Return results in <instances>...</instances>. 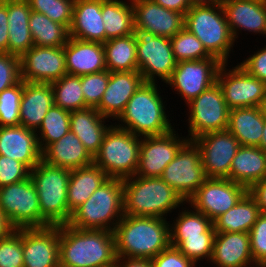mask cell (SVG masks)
Wrapping results in <instances>:
<instances>
[{
  "label": "cell",
  "instance_id": "1",
  "mask_svg": "<svg viewBox=\"0 0 266 267\" xmlns=\"http://www.w3.org/2000/svg\"><path fill=\"white\" fill-rule=\"evenodd\" d=\"M60 264L68 267H114L117 255L113 232L59 225Z\"/></svg>",
  "mask_w": 266,
  "mask_h": 267
},
{
  "label": "cell",
  "instance_id": "2",
  "mask_svg": "<svg viewBox=\"0 0 266 267\" xmlns=\"http://www.w3.org/2000/svg\"><path fill=\"white\" fill-rule=\"evenodd\" d=\"M165 218L123 215L113 230L117 257L152 259L170 245Z\"/></svg>",
  "mask_w": 266,
  "mask_h": 267
},
{
  "label": "cell",
  "instance_id": "3",
  "mask_svg": "<svg viewBox=\"0 0 266 267\" xmlns=\"http://www.w3.org/2000/svg\"><path fill=\"white\" fill-rule=\"evenodd\" d=\"M124 215L166 218L183 207V198L160 177L132 176L123 179Z\"/></svg>",
  "mask_w": 266,
  "mask_h": 267
},
{
  "label": "cell",
  "instance_id": "4",
  "mask_svg": "<svg viewBox=\"0 0 266 267\" xmlns=\"http://www.w3.org/2000/svg\"><path fill=\"white\" fill-rule=\"evenodd\" d=\"M159 89L156 83L144 82L116 119L121 124L115 125L139 137L163 135L173 130Z\"/></svg>",
  "mask_w": 266,
  "mask_h": 267
},
{
  "label": "cell",
  "instance_id": "5",
  "mask_svg": "<svg viewBox=\"0 0 266 267\" xmlns=\"http://www.w3.org/2000/svg\"><path fill=\"white\" fill-rule=\"evenodd\" d=\"M70 175V169L50 165L42 159L30 170L39 198L41 228L69 223L72 216L67 201Z\"/></svg>",
  "mask_w": 266,
  "mask_h": 267
},
{
  "label": "cell",
  "instance_id": "6",
  "mask_svg": "<svg viewBox=\"0 0 266 267\" xmlns=\"http://www.w3.org/2000/svg\"><path fill=\"white\" fill-rule=\"evenodd\" d=\"M123 215V180L109 178L72 213L68 225L113 232Z\"/></svg>",
  "mask_w": 266,
  "mask_h": 267
},
{
  "label": "cell",
  "instance_id": "7",
  "mask_svg": "<svg viewBox=\"0 0 266 267\" xmlns=\"http://www.w3.org/2000/svg\"><path fill=\"white\" fill-rule=\"evenodd\" d=\"M184 28L201 41L211 56L228 64L235 40L221 4L191 6L184 16Z\"/></svg>",
  "mask_w": 266,
  "mask_h": 267
},
{
  "label": "cell",
  "instance_id": "8",
  "mask_svg": "<svg viewBox=\"0 0 266 267\" xmlns=\"http://www.w3.org/2000/svg\"><path fill=\"white\" fill-rule=\"evenodd\" d=\"M113 124L106 131L93 163L109 178L123 180L136 174L141 137Z\"/></svg>",
  "mask_w": 266,
  "mask_h": 267
},
{
  "label": "cell",
  "instance_id": "9",
  "mask_svg": "<svg viewBox=\"0 0 266 267\" xmlns=\"http://www.w3.org/2000/svg\"><path fill=\"white\" fill-rule=\"evenodd\" d=\"M137 44L138 71L144 82L164 83L176 67L170 38L156 36L152 32L134 29Z\"/></svg>",
  "mask_w": 266,
  "mask_h": 267
},
{
  "label": "cell",
  "instance_id": "10",
  "mask_svg": "<svg viewBox=\"0 0 266 267\" xmlns=\"http://www.w3.org/2000/svg\"><path fill=\"white\" fill-rule=\"evenodd\" d=\"M0 210L14 229L41 228L38 193L30 177L0 187Z\"/></svg>",
  "mask_w": 266,
  "mask_h": 267
},
{
  "label": "cell",
  "instance_id": "11",
  "mask_svg": "<svg viewBox=\"0 0 266 267\" xmlns=\"http://www.w3.org/2000/svg\"><path fill=\"white\" fill-rule=\"evenodd\" d=\"M187 107L189 140L206 133L227 130L230 109L217 82L188 103Z\"/></svg>",
  "mask_w": 266,
  "mask_h": 267
},
{
  "label": "cell",
  "instance_id": "12",
  "mask_svg": "<svg viewBox=\"0 0 266 267\" xmlns=\"http://www.w3.org/2000/svg\"><path fill=\"white\" fill-rule=\"evenodd\" d=\"M160 178L187 203L208 179L201 163L198 146L192 140H188L165 167Z\"/></svg>",
  "mask_w": 266,
  "mask_h": 267
},
{
  "label": "cell",
  "instance_id": "13",
  "mask_svg": "<svg viewBox=\"0 0 266 267\" xmlns=\"http://www.w3.org/2000/svg\"><path fill=\"white\" fill-rule=\"evenodd\" d=\"M220 66L216 82L220 86L228 108L258 107L266 95V82L251 76L241 65L227 69Z\"/></svg>",
  "mask_w": 266,
  "mask_h": 267
},
{
  "label": "cell",
  "instance_id": "14",
  "mask_svg": "<svg viewBox=\"0 0 266 267\" xmlns=\"http://www.w3.org/2000/svg\"><path fill=\"white\" fill-rule=\"evenodd\" d=\"M221 65L222 62L217 58L181 61L176 64L171 77L165 83L170 85L176 94H180L187 105L216 83Z\"/></svg>",
  "mask_w": 266,
  "mask_h": 267
},
{
  "label": "cell",
  "instance_id": "15",
  "mask_svg": "<svg viewBox=\"0 0 266 267\" xmlns=\"http://www.w3.org/2000/svg\"><path fill=\"white\" fill-rule=\"evenodd\" d=\"M247 192L246 187L227 178H208L187 203L213 222L235 206Z\"/></svg>",
  "mask_w": 266,
  "mask_h": 267
},
{
  "label": "cell",
  "instance_id": "16",
  "mask_svg": "<svg viewBox=\"0 0 266 267\" xmlns=\"http://www.w3.org/2000/svg\"><path fill=\"white\" fill-rule=\"evenodd\" d=\"M200 151L208 178H228L232 160L240 147L229 130L206 133L192 140Z\"/></svg>",
  "mask_w": 266,
  "mask_h": 267
},
{
  "label": "cell",
  "instance_id": "17",
  "mask_svg": "<svg viewBox=\"0 0 266 267\" xmlns=\"http://www.w3.org/2000/svg\"><path fill=\"white\" fill-rule=\"evenodd\" d=\"M176 132L173 129L163 135L141 137L136 176L161 177L165 167L189 140L187 137H179Z\"/></svg>",
  "mask_w": 266,
  "mask_h": 267
},
{
  "label": "cell",
  "instance_id": "18",
  "mask_svg": "<svg viewBox=\"0 0 266 267\" xmlns=\"http://www.w3.org/2000/svg\"><path fill=\"white\" fill-rule=\"evenodd\" d=\"M24 82L52 83L67 74L64 47L33 46L20 57Z\"/></svg>",
  "mask_w": 266,
  "mask_h": 267
},
{
  "label": "cell",
  "instance_id": "19",
  "mask_svg": "<svg viewBox=\"0 0 266 267\" xmlns=\"http://www.w3.org/2000/svg\"><path fill=\"white\" fill-rule=\"evenodd\" d=\"M59 242V226L22 228L24 267H57Z\"/></svg>",
  "mask_w": 266,
  "mask_h": 267
},
{
  "label": "cell",
  "instance_id": "20",
  "mask_svg": "<svg viewBox=\"0 0 266 267\" xmlns=\"http://www.w3.org/2000/svg\"><path fill=\"white\" fill-rule=\"evenodd\" d=\"M134 29L172 38L184 28V14L166 9L152 0H131Z\"/></svg>",
  "mask_w": 266,
  "mask_h": 267
},
{
  "label": "cell",
  "instance_id": "21",
  "mask_svg": "<svg viewBox=\"0 0 266 267\" xmlns=\"http://www.w3.org/2000/svg\"><path fill=\"white\" fill-rule=\"evenodd\" d=\"M221 5L235 42L242 30L266 35V0H223Z\"/></svg>",
  "mask_w": 266,
  "mask_h": 267
},
{
  "label": "cell",
  "instance_id": "22",
  "mask_svg": "<svg viewBox=\"0 0 266 267\" xmlns=\"http://www.w3.org/2000/svg\"><path fill=\"white\" fill-rule=\"evenodd\" d=\"M0 155L24 163L32 170L42 159L35 131L24 126H0Z\"/></svg>",
  "mask_w": 266,
  "mask_h": 267
},
{
  "label": "cell",
  "instance_id": "23",
  "mask_svg": "<svg viewBox=\"0 0 266 267\" xmlns=\"http://www.w3.org/2000/svg\"><path fill=\"white\" fill-rule=\"evenodd\" d=\"M143 83L144 80L138 70L110 72L107 88L95 109L102 116L116 121L124 111L130 98Z\"/></svg>",
  "mask_w": 266,
  "mask_h": 267
},
{
  "label": "cell",
  "instance_id": "24",
  "mask_svg": "<svg viewBox=\"0 0 266 267\" xmlns=\"http://www.w3.org/2000/svg\"><path fill=\"white\" fill-rule=\"evenodd\" d=\"M209 262L216 267H258L251 254L249 233L216 232Z\"/></svg>",
  "mask_w": 266,
  "mask_h": 267
},
{
  "label": "cell",
  "instance_id": "25",
  "mask_svg": "<svg viewBox=\"0 0 266 267\" xmlns=\"http://www.w3.org/2000/svg\"><path fill=\"white\" fill-rule=\"evenodd\" d=\"M67 74L82 76L106 70L102 43L69 37L64 46Z\"/></svg>",
  "mask_w": 266,
  "mask_h": 267
},
{
  "label": "cell",
  "instance_id": "26",
  "mask_svg": "<svg viewBox=\"0 0 266 267\" xmlns=\"http://www.w3.org/2000/svg\"><path fill=\"white\" fill-rule=\"evenodd\" d=\"M53 104L51 83L23 81V94L19 112L20 125L36 132Z\"/></svg>",
  "mask_w": 266,
  "mask_h": 267
},
{
  "label": "cell",
  "instance_id": "27",
  "mask_svg": "<svg viewBox=\"0 0 266 267\" xmlns=\"http://www.w3.org/2000/svg\"><path fill=\"white\" fill-rule=\"evenodd\" d=\"M105 0H75L74 13L69 36L75 39L106 42L102 19V3Z\"/></svg>",
  "mask_w": 266,
  "mask_h": 267
},
{
  "label": "cell",
  "instance_id": "28",
  "mask_svg": "<svg viewBox=\"0 0 266 267\" xmlns=\"http://www.w3.org/2000/svg\"><path fill=\"white\" fill-rule=\"evenodd\" d=\"M42 160L70 170L93 164V157L71 130L42 151Z\"/></svg>",
  "mask_w": 266,
  "mask_h": 267
},
{
  "label": "cell",
  "instance_id": "29",
  "mask_svg": "<svg viewBox=\"0 0 266 267\" xmlns=\"http://www.w3.org/2000/svg\"><path fill=\"white\" fill-rule=\"evenodd\" d=\"M108 118L95 108L70 112V130L80 139L85 149L94 157L100 150L104 135L111 125ZM106 124V125H105Z\"/></svg>",
  "mask_w": 266,
  "mask_h": 267
},
{
  "label": "cell",
  "instance_id": "30",
  "mask_svg": "<svg viewBox=\"0 0 266 267\" xmlns=\"http://www.w3.org/2000/svg\"><path fill=\"white\" fill-rule=\"evenodd\" d=\"M266 177V150L260 147L240 146L232 160L227 179L249 189Z\"/></svg>",
  "mask_w": 266,
  "mask_h": 267
},
{
  "label": "cell",
  "instance_id": "31",
  "mask_svg": "<svg viewBox=\"0 0 266 267\" xmlns=\"http://www.w3.org/2000/svg\"><path fill=\"white\" fill-rule=\"evenodd\" d=\"M8 53L21 57L34 42L29 27L31 8L27 0H7Z\"/></svg>",
  "mask_w": 266,
  "mask_h": 267
},
{
  "label": "cell",
  "instance_id": "32",
  "mask_svg": "<svg viewBox=\"0 0 266 267\" xmlns=\"http://www.w3.org/2000/svg\"><path fill=\"white\" fill-rule=\"evenodd\" d=\"M265 118L259 107L234 108L229 111L227 130L240 146L260 147Z\"/></svg>",
  "mask_w": 266,
  "mask_h": 267
},
{
  "label": "cell",
  "instance_id": "33",
  "mask_svg": "<svg viewBox=\"0 0 266 267\" xmlns=\"http://www.w3.org/2000/svg\"><path fill=\"white\" fill-rule=\"evenodd\" d=\"M108 179L107 174L94 163L72 169L67 190L69 211L73 213Z\"/></svg>",
  "mask_w": 266,
  "mask_h": 267
},
{
  "label": "cell",
  "instance_id": "34",
  "mask_svg": "<svg viewBox=\"0 0 266 267\" xmlns=\"http://www.w3.org/2000/svg\"><path fill=\"white\" fill-rule=\"evenodd\" d=\"M261 214L254 198L247 192L238 203L213 221L216 232H247Z\"/></svg>",
  "mask_w": 266,
  "mask_h": 267
},
{
  "label": "cell",
  "instance_id": "35",
  "mask_svg": "<svg viewBox=\"0 0 266 267\" xmlns=\"http://www.w3.org/2000/svg\"><path fill=\"white\" fill-rule=\"evenodd\" d=\"M130 2V3H129ZM106 41L134 33V10L132 1L105 0L101 8Z\"/></svg>",
  "mask_w": 266,
  "mask_h": 267
},
{
  "label": "cell",
  "instance_id": "36",
  "mask_svg": "<svg viewBox=\"0 0 266 267\" xmlns=\"http://www.w3.org/2000/svg\"><path fill=\"white\" fill-rule=\"evenodd\" d=\"M106 70L130 72L138 70L135 34L107 40L103 44Z\"/></svg>",
  "mask_w": 266,
  "mask_h": 267
},
{
  "label": "cell",
  "instance_id": "37",
  "mask_svg": "<svg viewBox=\"0 0 266 267\" xmlns=\"http://www.w3.org/2000/svg\"><path fill=\"white\" fill-rule=\"evenodd\" d=\"M28 24L35 46L64 47L70 37L66 26L39 12H30Z\"/></svg>",
  "mask_w": 266,
  "mask_h": 267
},
{
  "label": "cell",
  "instance_id": "38",
  "mask_svg": "<svg viewBox=\"0 0 266 267\" xmlns=\"http://www.w3.org/2000/svg\"><path fill=\"white\" fill-rule=\"evenodd\" d=\"M184 209L182 208V212L179 211L175 221L170 223V245L174 247L187 237L201 236L213 225L208 217L194 208L193 210Z\"/></svg>",
  "mask_w": 266,
  "mask_h": 267
},
{
  "label": "cell",
  "instance_id": "39",
  "mask_svg": "<svg viewBox=\"0 0 266 267\" xmlns=\"http://www.w3.org/2000/svg\"><path fill=\"white\" fill-rule=\"evenodd\" d=\"M51 85L56 106L70 112L88 108L81 90V76L66 74Z\"/></svg>",
  "mask_w": 266,
  "mask_h": 267
},
{
  "label": "cell",
  "instance_id": "40",
  "mask_svg": "<svg viewBox=\"0 0 266 267\" xmlns=\"http://www.w3.org/2000/svg\"><path fill=\"white\" fill-rule=\"evenodd\" d=\"M70 130V111L53 106L46 113L42 124L36 131L41 151L61 139Z\"/></svg>",
  "mask_w": 266,
  "mask_h": 267
},
{
  "label": "cell",
  "instance_id": "41",
  "mask_svg": "<svg viewBox=\"0 0 266 267\" xmlns=\"http://www.w3.org/2000/svg\"><path fill=\"white\" fill-rule=\"evenodd\" d=\"M170 41L174 58L177 63L181 61H195L206 58H216L211 56L204 48L201 41L185 28L170 38Z\"/></svg>",
  "mask_w": 266,
  "mask_h": 267
},
{
  "label": "cell",
  "instance_id": "42",
  "mask_svg": "<svg viewBox=\"0 0 266 267\" xmlns=\"http://www.w3.org/2000/svg\"><path fill=\"white\" fill-rule=\"evenodd\" d=\"M31 11L39 12L49 17L53 22L70 29L75 0H27Z\"/></svg>",
  "mask_w": 266,
  "mask_h": 267
},
{
  "label": "cell",
  "instance_id": "43",
  "mask_svg": "<svg viewBox=\"0 0 266 267\" xmlns=\"http://www.w3.org/2000/svg\"><path fill=\"white\" fill-rule=\"evenodd\" d=\"M215 234L216 231L212 225L201 236L187 237L176 248L195 264L203 259H207L208 263L212 257Z\"/></svg>",
  "mask_w": 266,
  "mask_h": 267
},
{
  "label": "cell",
  "instance_id": "44",
  "mask_svg": "<svg viewBox=\"0 0 266 267\" xmlns=\"http://www.w3.org/2000/svg\"><path fill=\"white\" fill-rule=\"evenodd\" d=\"M23 80L0 93V126L20 125V103Z\"/></svg>",
  "mask_w": 266,
  "mask_h": 267
},
{
  "label": "cell",
  "instance_id": "45",
  "mask_svg": "<svg viewBox=\"0 0 266 267\" xmlns=\"http://www.w3.org/2000/svg\"><path fill=\"white\" fill-rule=\"evenodd\" d=\"M0 267H24L22 228L0 239Z\"/></svg>",
  "mask_w": 266,
  "mask_h": 267
},
{
  "label": "cell",
  "instance_id": "46",
  "mask_svg": "<svg viewBox=\"0 0 266 267\" xmlns=\"http://www.w3.org/2000/svg\"><path fill=\"white\" fill-rule=\"evenodd\" d=\"M110 72L108 70L81 76V90L85 105L88 108H96L107 88Z\"/></svg>",
  "mask_w": 266,
  "mask_h": 267
},
{
  "label": "cell",
  "instance_id": "47",
  "mask_svg": "<svg viewBox=\"0 0 266 267\" xmlns=\"http://www.w3.org/2000/svg\"><path fill=\"white\" fill-rule=\"evenodd\" d=\"M250 248L253 261L258 267H266V213H261L251 230Z\"/></svg>",
  "mask_w": 266,
  "mask_h": 267
},
{
  "label": "cell",
  "instance_id": "48",
  "mask_svg": "<svg viewBox=\"0 0 266 267\" xmlns=\"http://www.w3.org/2000/svg\"><path fill=\"white\" fill-rule=\"evenodd\" d=\"M30 177V169L22 162L0 155V187L24 181Z\"/></svg>",
  "mask_w": 266,
  "mask_h": 267
},
{
  "label": "cell",
  "instance_id": "49",
  "mask_svg": "<svg viewBox=\"0 0 266 267\" xmlns=\"http://www.w3.org/2000/svg\"><path fill=\"white\" fill-rule=\"evenodd\" d=\"M21 80L20 57L0 53V93Z\"/></svg>",
  "mask_w": 266,
  "mask_h": 267
},
{
  "label": "cell",
  "instance_id": "50",
  "mask_svg": "<svg viewBox=\"0 0 266 267\" xmlns=\"http://www.w3.org/2000/svg\"><path fill=\"white\" fill-rule=\"evenodd\" d=\"M153 267H196L197 265L176 247L169 245L151 259Z\"/></svg>",
  "mask_w": 266,
  "mask_h": 267
},
{
  "label": "cell",
  "instance_id": "51",
  "mask_svg": "<svg viewBox=\"0 0 266 267\" xmlns=\"http://www.w3.org/2000/svg\"><path fill=\"white\" fill-rule=\"evenodd\" d=\"M266 46V45H265ZM247 57L241 65L251 76L266 82V47Z\"/></svg>",
  "mask_w": 266,
  "mask_h": 267
},
{
  "label": "cell",
  "instance_id": "52",
  "mask_svg": "<svg viewBox=\"0 0 266 267\" xmlns=\"http://www.w3.org/2000/svg\"><path fill=\"white\" fill-rule=\"evenodd\" d=\"M8 32L7 0H0V53H8Z\"/></svg>",
  "mask_w": 266,
  "mask_h": 267
},
{
  "label": "cell",
  "instance_id": "53",
  "mask_svg": "<svg viewBox=\"0 0 266 267\" xmlns=\"http://www.w3.org/2000/svg\"><path fill=\"white\" fill-rule=\"evenodd\" d=\"M248 193L254 198L261 213H266V177L254 183Z\"/></svg>",
  "mask_w": 266,
  "mask_h": 267
},
{
  "label": "cell",
  "instance_id": "54",
  "mask_svg": "<svg viewBox=\"0 0 266 267\" xmlns=\"http://www.w3.org/2000/svg\"><path fill=\"white\" fill-rule=\"evenodd\" d=\"M152 1L166 9L173 10L182 13L184 15L191 8V4L189 3L188 0H152Z\"/></svg>",
  "mask_w": 266,
  "mask_h": 267
},
{
  "label": "cell",
  "instance_id": "55",
  "mask_svg": "<svg viewBox=\"0 0 266 267\" xmlns=\"http://www.w3.org/2000/svg\"><path fill=\"white\" fill-rule=\"evenodd\" d=\"M114 267H153L150 259L117 257Z\"/></svg>",
  "mask_w": 266,
  "mask_h": 267
},
{
  "label": "cell",
  "instance_id": "56",
  "mask_svg": "<svg viewBox=\"0 0 266 267\" xmlns=\"http://www.w3.org/2000/svg\"><path fill=\"white\" fill-rule=\"evenodd\" d=\"M14 228L8 222L6 216L0 210V239L7 236Z\"/></svg>",
  "mask_w": 266,
  "mask_h": 267
},
{
  "label": "cell",
  "instance_id": "57",
  "mask_svg": "<svg viewBox=\"0 0 266 267\" xmlns=\"http://www.w3.org/2000/svg\"><path fill=\"white\" fill-rule=\"evenodd\" d=\"M191 6L219 5L223 0H188Z\"/></svg>",
  "mask_w": 266,
  "mask_h": 267
},
{
  "label": "cell",
  "instance_id": "58",
  "mask_svg": "<svg viewBox=\"0 0 266 267\" xmlns=\"http://www.w3.org/2000/svg\"><path fill=\"white\" fill-rule=\"evenodd\" d=\"M258 107L261 115L266 119V95L262 98Z\"/></svg>",
  "mask_w": 266,
  "mask_h": 267
},
{
  "label": "cell",
  "instance_id": "59",
  "mask_svg": "<svg viewBox=\"0 0 266 267\" xmlns=\"http://www.w3.org/2000/svg\"><path fill=\"white\" fill-rule=\"evenodd\" d=\"M260 148H262L263 150H266V119H265V125H264L263 132H262Z\"/></svg>",
  "mask_w": 266,
  "mask_h": 267
},
{
  "label": "cell",
  "instance_id": "60",
  "mask_svg": "<svg viewBox=\"0 0 266 267\" xmlns=\"http://www.w3.org/2000/svg\"><path fill=\"white\" fill-rule=\"evenodd\" d=\"M57 267H68V266H65V265H62L59 263V265Z\"/></svg>",
  "mask_w": 266,
  "mask_h": 267
}]
</instances>
